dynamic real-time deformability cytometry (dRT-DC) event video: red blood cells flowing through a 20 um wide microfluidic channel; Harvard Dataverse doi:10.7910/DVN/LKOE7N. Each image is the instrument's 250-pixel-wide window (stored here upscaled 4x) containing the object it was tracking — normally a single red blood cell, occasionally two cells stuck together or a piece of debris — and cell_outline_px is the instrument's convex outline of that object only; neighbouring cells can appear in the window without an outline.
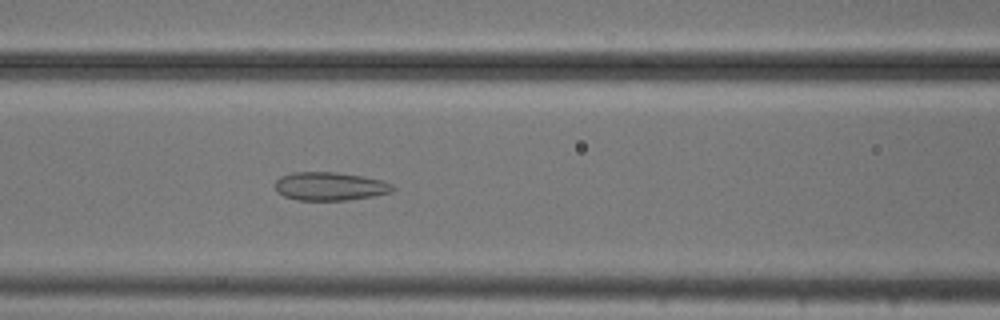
{"species": "common noctule bat (a hibernating species)", "species_latin": "Nyctalus noctula", "temperature_condition": "cold", "stored_images_in_passage": 42, "segment_of_instrument_passage": [1, 2], "camera_frame_rate_fps": 3000, "um_per_image_px": 0.085, "animal": {"sex": "male", "body_mass_g": 20.5, "forearm_length_mm": 52.5}, "frame": {"image": 1, "passage_image": 10, "time_ms": 3.0, "image_size_px": [1000, 320], "cell_outline_px": [[396, 188], [392, 192], [372, 196], [348, 200], [296, 200], [284, 196], [276, 188], [276, 180], [280, 176], [292, 172], [336, 172], [360, 176], [380, 180], [392, 184]], "centroid_in_image_um": [28.05, 15.83], "position_along_channel_um": 138.6, "area_um2": 19.31}}
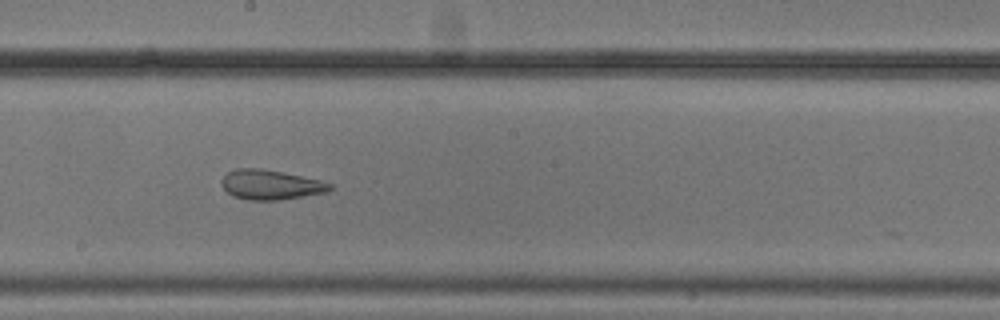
{"frame": {"image": 2, "passage_image": 17, "time_ms": 5.333, "image_size_px": [1000, 320], "cell_outline_px": [[332, 188], [328, 192], [280, 200], [248, 200], [232, 196], [220, 184], [220, 180], [228, 172], [236, 168], [260, 168], [320, 180], [332, 184]], "centroid_in_image_um": [22.98, 15.71], "position_along_channel_um": 225.2, "area_um2": 18.73}}
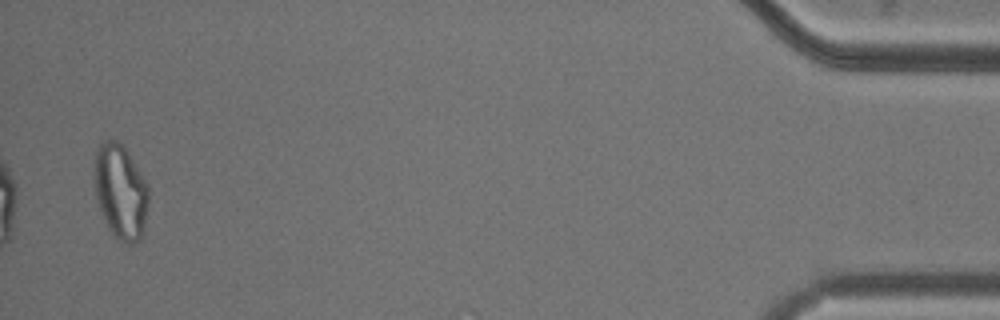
{"frame": {"image": 3, "passage_image": 40, "time_ms": 13.0, "image_size_px": [1000, 320], "cell_outline_px": [[148, 200], [144, 228], [140, 240], [132, 244], [124, 244], [112, 236], [100, 212], [96, 200], [92, 176], [92, 168], [96, 148], [104, 140], [116, 140], [128, 152], [144, 180], [148, 188]], "centroid_in_image_um": [10.18, 16.31], "position_along_channel_um": 425.0, "area_um2": 30.46}}